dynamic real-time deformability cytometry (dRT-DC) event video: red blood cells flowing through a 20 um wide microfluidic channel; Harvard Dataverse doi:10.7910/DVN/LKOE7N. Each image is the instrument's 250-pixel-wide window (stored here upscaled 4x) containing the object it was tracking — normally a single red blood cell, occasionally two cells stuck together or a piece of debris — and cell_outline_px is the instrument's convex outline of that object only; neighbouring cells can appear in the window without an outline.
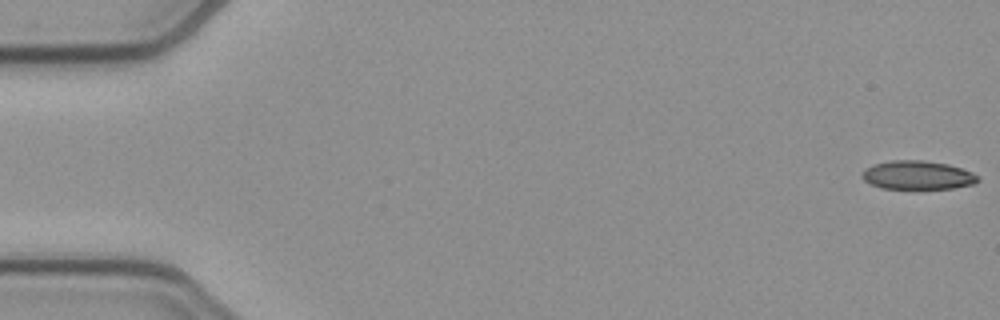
{"species": "common noctule bat (a hibernating species)", "species_latin": "Nyctalus noctula", "temperature_condition": "cold", "stored_images_in_passage": 49, "camera_frame_rate_fps": 3000, "um_per_image_px": 0.085, "animal": {"sex": "female", "body_mass_g": 21.9}, "frame": {"image": 1, "passage_image": 1, "time_ms": 0.0, "image_size_px": [1000, 320], "cell_outline_px": [[980, 180], [972, 184], [952, 188], [920, 192], [880, 188], [864, 180], [860, 176], [860, 172], [864, 168], [872, 164], [892, 160], [920, 160], [948, 164], [972, 172]], "centroid_in_image_um": [77.92, 14.94], "position_along_channel_um": 7.1, "area_um2": 20.29}}
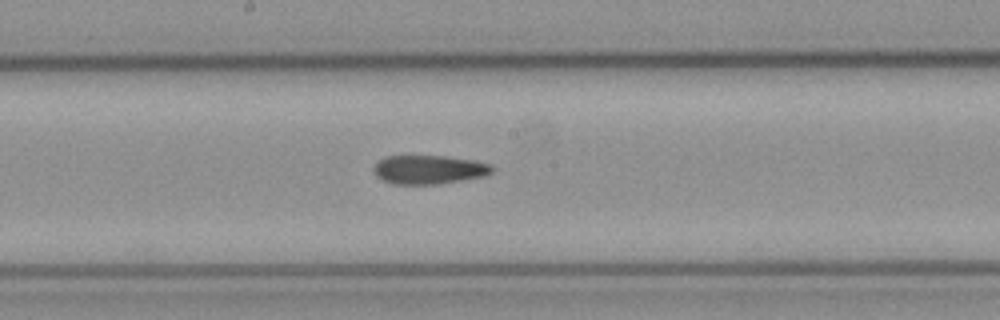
{"frame": {"image": 2, "passage_image": 28, "time_ms": 9.0, "image_size_px": [1000, 320], "cell_outline_px": [[492, 172], [484, 176], [440, 184], [392, 184], [380, 180], [372, 172], [372, 168], [384, 156], [444, 156], [472, 160], [492, 164]], "centroid_in_image_um": [36.41, 14.42], "position_along_channel_um": 211.8, "area_um2": 20.0}}
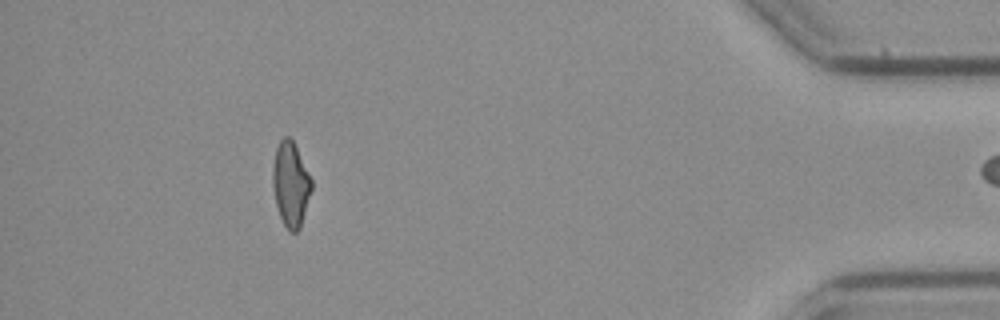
{"frame": {"image": 3, "passage_image": 48, "time_ms": 15.667, "image_size_px": [1000, 320], "cell_outline_px": [[312, 188], [300, 228], [296, 232], [288, 232], [280, 216], [276, 204], [272, 184], [272, 168], [276, 148], [280, 140], [284, 136], [288, 136], [292, 140], [312, 180]], "centroid_in_image_um": [24.69, 15.67], "position_along_channel_um": 410.5, "area_um2": 18.96}}